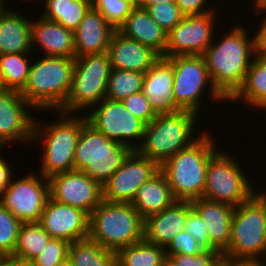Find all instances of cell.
Masks as SVG:
<instances>
[{
	"label": "cell",
	"mask_w": 266,
	"mask_h": 266,
	"mask_svg": "<svg viewBox=\"0 0 266 266\" xmlns=\"http://www.w3.org/2000/svg\"><path fill=\"white\" fill-rule=\"evenodd\" d=\"M222 150L210 156L202 198L236 207L248 201L255 188L241 164L228 151Z\"/></svg>",
	"instance_id": "30bf717a"
},
{
	"label": "cell",
	"mask_w": 266,
	"mask_h": 266,
	"mask_svg": "<svg viewBox=\"0 0 266 266\" xmlns=\"http://www.w3.org/2000/svg\"><path fill=\"white\" fill-rule=\"evenodd\" d=\"M176 3V0H134L136 7L145 9L148 6L157 4V3Z\"/></svg>",
	"instance_id": "7dc6e473"
},
{
	"label": "cell",
	"mask_w": 266,
	"mask_h": 266,
	"mask_svg": "<svg viewBox=\"0 0 266 266\" xmlns=\"http://www.w3.org/2000/svg\"><path fill=\"white\" fill-rule=\"evenodd\" d=\"M226 266H266V260H223Z\"/></svg>",
	"instance_id": "f6af8a7d"
},
{
	"label": "cell",
	"mask_w": 266,
	"mask_h": 266,
	"mask_svg": "<svg viewBox=\"0 0 266 266\" xmlns=\"http://www.w3.org/2000/svg\"><path fill=\"white\" fill-rule=\"evenodd\" d=\"M173 82V65L162 56L145 73L142 92L156 114L174 113L181 110L175 104Z\"/></svg>",
	"instance_id": "d6986e66"
},
{
	"label": "cell",
	"mask_w": 266,
	"mask_h": 266,
	"mask_svg": "<svg viewBox=\"0 0 266 266\" xmlns=\"http://www.w3.org/2000/svg\"><path fill=\"white\" fill-rule=\"evenodd\" d=\"M54 266H72V265H71L69 259L67 258L64 261H62V262H60V263H58V264H56Z\"/></svg>",
	"instance_id": "f5cc1de1"
},
{
	"label": "cell",
	"mask_w": 266,
	"mask_h": 266,
	"mask_svg": "<svg viewBox=\"0 0 266 266\" xmlns=\"http://www.w3.org/2000/svg\"><path fill=\"white\" fill-rule=\"evenodd\" d=\"M84 115L87 123L108 139L125 144L132 150L141 145L146 124L128 111L121 101L104 98Z\"/></svg>",
	"instance_id": "7c38bea8"
},
{
	"label": "cell",
	"mask_w": 266,
	"mask_h": 266,
	"mask_svg": "<svg viewBox=\"0 0 266 266\" xmlns=\"http://www.w3.org/2000/svg\"><path fill=\"white\" fill-rule=\"evenodd\" d=\"M4 7V4L0 2V10Z\"/></svg>",
	"instance_id": "db71d44e"
},
{
	"label": "cell",
	"mask_w": 266,
	"mask_h": 266,
	"mask_svg": "<svg viewBox=\"0 0 266 266\" xmlns=\"http://www.w3.org/2000/svg\"><path fill=\"white\" fill-rule=\"evenodd\" d=\"M176 201L165 174L159 170L137 190L131 204L146 218L169 208Z\"/></svg>",
	"instance_id": "4316f807"
},
{
	"label": "cell",
	"mask_w": 266,
	"mask_h": 266,
	"mask_svg": "<svg viewBox=\"0 0 266 266\" xmlns=\"http://www.w3.org/2000/svg\"><path fill=\"white\" fill-rule=\"evenodd\" d=\"M68 259L72 266H117L114 251L88 238L70 244Z\"/></svg>",
	"instance_id": "4dcf8cb0"
},
{
	"label": "cell",
	"mask_w": 266,
	"mask_h": 266,
	"mask_svg": "<svg viewBox=\"0 0 266 266\" xmlns=\"http://www.w3.org/2000/svg\"><path fill=\"white\" fill-rule=\"evenodd\" d=\"M14 266H34L31 261H23L14 257Z\"/></svg>",
	"instance_id": "816d5d0a"
},
{
	"label": "cell",
	"mask_w": 266,
	"mask_h": 266,
	"mask_svg": "<svg viewBox=\"0 0 266 266\" xmlns=\"http://www.w3.org/2000/svg\"><path fill=\"white\" fill-rule=\"evenodd\" d=\"M12 180L0 195V204L22 223L39 222L50 198L49 180L31 171Z\"/></svg>",
	"instance_id": "4fadbf2b"
},
{
	"label": "cell",
	"mask_w": 266,
	"mask_h": 266,
	"mask_svg": "<svg viewBox=\"0 0 266 266\" xmlns=\"http://www.w3.org/2000/svg\"><path fill=\"white\" fill-rule=\"evenodd\" d=\"M263 17L264 18L260 20V26L255 30H258V45L266 50V16Z\"/></svg>",
	"instance_id": "bcb514c9"
},
{
	"label": "cell",
	"mask_w": 266,
	"mask_h": 266,
	"mask_svg": "<svg viewBox=\"0 0 266 266\" xmlns=\"http://www.w3.org/2000/svg\"><path fill=\"white\" fill-rule=\"evenodd\" d=\"M145 73L112 68L105 98L123 101L131 94L142 91Z\"/></svg>",
	"instance_id": "836d02e7"
},
{
	"label": "cell",
	"mask_w": 266,
	"mask_h": 266,
	"mask_svg": "<svg viewBox=\"0 0 266 266\" xmlns=\"http://www.w3.org/2000/svg\"><path fill=\"white\" fill-rule=\"evenodd\" d=\"M160 167L133 150L119 169L102 185V198L109 202L131 203L137 190Z\"/></svg>",
	"instance_id": "9a60e30c"
},
{
	"label": "cell",
	"mask_w": 266,
	"mask_h": 266,
	"mask_svg": "<svg viewBox=\"0 0 266 266\" xmlns=\"http://www.w3.org/2000/svg\"><path fill=\"white\" fill-rule=\"evenodd\" d=\"M198 115L188 110L157 114L145 126L142 143L136 151L161 167L168 159L201 137L203 133L195 132L198 127L196 124L199 123L196 121Z\"/></svg>",
	"instance_id": "7a4b0ae2"
},
{
	"label": "cell",
	"mask_w": 266,
	"mask_h": 266,
	"mask_svg": "<svg viewBox=\"0 0 266 266\" xmlns=\"http://www.w3.org/2000/svg\"><path fill=\"white\" fill-rule=\"evenodd\" d=\"M115 255L117 266H162L166 251L165 248L143 239L118 249Z\"/></svg>",
	"instance_id": "f546056e"
},
{
	"label": "cell",
	"mask_w": 266,
	"mask_h": 266,
	"mask_svg": "<svg viewBox=\"0 0 266 266\" xmlns=\"http://www.w3.org/2000/svg\"><path fill=\"white\" fill-rule=\"evenodd\" d=\"M111 68L146 73L161 57L152 48L128 38L117 29L107 48Z\"/></svg>",
	"instance_id": "ffe728a7"
},
{
	"label": "cell",
	"mask_w": 266,
	"mask_h": 266,
	"mask_svg": "<svg viewBox=\"0 0 266 266\" xmlns=\"http://www.w3.org/2000/svg\"><path fill=\"white\" fill-rule=\"evenodd\" d=\"M145 218L131 203H101L89 215L88 239L116 252L144 239Z\"/></svg>",
	"instance_id": "8992f818"
},
{
	"label": "cell",
	"mask_w": 266,
	"mask_h": 266,
	"mask_svg": "<svg viewBox=\"0 0 266 266\" xmlns=\"http://www.w3.org/2000/svg\"><path fill=\"white\" fill-rule=\"evenodd\" d=\"M253 196L262 204L266 216V189H264V191H258L255 189Z\"/></svg>",
	"instance_id": "681fc988"
},
{
	"label": "cell",
	"mask_w": 266,
	"mask_h": 266,
	"mask_svg": "<svg viewBox=\"0 0 266 266\" xmlns=\"http://www.w3.org/2000/svg\"><path fill=\"white\" fill-rule=\"evenodd\" d=\"M237 24L202 54L212 85L226 103L240 89L258 46V31L249 37V29Z\"/></svg>",
	"instance_id": "6da1fadb"
},
{
	"label": "cell",
	"mask_w": 266,
	"mask_h": 266,
	"mask_svg": "<svg viewBox=\"0 0 266 266\" xmlns=\"http://www.w3.org/2000/svg\"><path fill=\"white\" fill-rule=\"evenodd\" d=\"M50 197L89 215L101 203L102 186L83 171L71 170L48 178Z\"/></svg>",
	"instance_id": "2e32d148"
},
{
	"label": "cell",
	"mask_w": 266,
	"mask_h": 266,
	"mask_svg": "<svg viewBox=\"0 0 266 266\" xmlns=\"http://www.w3.org/2000/svg\"><path fill=\"white\" fill-rule=\"evenodd\" d=\"M222 256L223 260H266V216L254 196L234 207L231 238Z\"/></svg>",
	"instance_id": "ba28073f"
},
{
	"label": "cell",
	"mask_w": 266,
	"mask_h": 266,
	"mask_svg": "<svg viewBox=\"0 0 266 266\" xmlns=\"http://www.w3.org/2000/svg\"><path fill=\"white\" fill-rule=\"evenodd\" d=\"M253 9H254V11L256 12V14H253V15H257L258 14V16H260V17H262L261 15L262 14H264L263 16H266V0H254L253 1ZM263 11L265 12V13H263Z\"/></svg>",
	"instance_id": "c3c4849f"
},
{
	"label": "cell",
	"mask_w": 266,
	"mask_h": 266,
	"mask_svg": "<svg viewBox=\"0 0 266 266\" xmlns=\"http://www.w3.org/2000/svg\"><path fill=\"white\" fill-rule=\"evenodd\" d=\"M173 65V94L175 104L181 110L199 113L203 98L209 88L212 101H226L214 88L202 55H179L166 57ZM214 99V100H213Z\"/></svg>",
	"instance_id": "8fae6325"
},
{
	"label": "cell",
	"mask_w": 266,
	"mask_h": 266,
	"mask_svg": "<svg viewBox=\"0 0 266 266\" xmlns=\"http://www.w3.org/2000/svg\"><path fill=\"white\" fill-rule=\"evenodd\" d=\"M31 21V48L39 47L44 56L75 58L74 32L39 15Z\"/></svg>",
	"instance_id": "7402d4cb"
},
{
	"label": "cell",
	"mask_w": 266,
	"mask_h": 266,
	"mask_svg": "<svg viewBox=\"0 0 266 266\" xmlns=\"http://www.w3.org/2000/svg\"><path fill=\"white\" fill-rule=\"evenodd\" d=\"M0 150H2L0 148ZM7 160L0 155V195L1 193L6 189V187L9 185L11 176H15L16 173L13 174L12 170L13 168H10L8 165ZM12 169V170H11Z\"/></svg>",
	"instance_id": "ee69618b"
},
{
	"label": "cell",
	"mask_w": 266,
	"mask_h": 266,
	"mask_svg": "<svg viewBox=\"0 0 266 266\" xmlns=\"http://www.w3.org/2000/svg\"><path fill=\"white\" fill-rule=\"evenodd\" d=\"M52 237L73 243L88 238L89 214L82 209L48 199L39 220Z\"/></svg>",
	"instance_id": "ac0fdd59"
},
{
	"label": "cell",
	"mask_w": 266,
	"mask_h": 266,
	"mask_svg": "<svg viewBox=\"0 0 266 266\" xmlns=\"http://www.w3.org/2000/svg\"><path fill=\"white\" fill-rule=\"evenodd\" d=\"M189 213V201L177 200L172 206L145 218L144 239L166 248L183 231Z\"/></svg>",
	"instance_id": "603a6c76"
},
{
	"label": "cell",
	"mask_w": 266,
	"mask_h": 266,
	"mask_svg": "<svg viewBox=\"0 0 266 266\" xmlns=\"http://www.w3.org/2000/svg\"><path fill=\"white\" fill-rule=\"evenodd\" d=\"M0 266H14V256L0 255Z\"/></svg>",
	"instance_id": "f907efd6"
},
{
	"label": "cell",
	"mask_w": 266,
	"mask_h": 266,
	"mask_svg": "<svg viewBox=\"0 0 266 266\" xmlns=\"http://www.w3.org/2000/svg\"><path fill=\"white\" fill-rule=\"evenodd\" d=\"M92 7L115 28L127 19L135 7L134 0H92Z\"/></svg>",
	"instance_id": "d590c367"
},
{
	"label": "cell",
	"mask_w": 266,
	"mask_h": 266,
	"mask_svg": "<svg viewBox=\"0 0 266 266\" xmlns=\"http://www.w3.org/2000/svg\"><path fill=\"white\" fill-rule=\"evenodd\" d=\"M217 11L184 16L166 35L165 58L179 55H202L213 43ZM215 22V23H214ZM214 36V37H213Z\"/></svg>",
	"instance_id": "5bb4252c"
},
{
	"label": "cell",
	"mask_w": 266,
	"mask_h": 266,
	"mask_svg": "<svg viewBox=\"0 0 266 266\" xmlns=\"http://www.w3.org/2000/svg\"><path fill=\"white\" fill-rule=\"evenodd\" d=\"M116 29L91 7L74 32L75 58L107 52Z\"/></svg>",
	"instance_id": "cb8c5ba5"
},
{
	"label": "cell",
	"mask_w": 266,
	"mask_h": 266,
	"mask_svg": "<svg viewBox=\"0 0 266 266\" xmlns=\"http://www.w3.org/2000/svg\"><path fill=\"white\" fill-rule=\"evenodd\" d=\"M4 5L0 10V55L32 52L31 19Z\"/></svg>",
	"instance_id": "d4e9b609"
},
{
	"label": "cell",
	"mask_w": 266,
	"mask_h": 266,
	"mask_svg": "<svg viewBox=\"0 0 266 266\" xmlns=\"http://www.w3.org/2000/svg\"><path fill=\"white\" fill-rule=\"evenodd\" d=\"M27 107L33 109L18 91L0 86V148L32 141L35 118Z\"/></svg>",
	"instance_id": "e0dca14e"
},
{
	"label": "cell",
	"mask_w": 266,
	"mask_h": 266,
	"mask_svg": "<svg viewBox=\"0 0 266 266\" xmlns=\"http://www.w3.org/2000/svg\"><path fill=\"white\" fill-rule=\"evenodd\" d=\"M74 65L75 58L39 57L32 62L27 83L19 93L36 111L52 109L57 115L70 92Z\"/></svg>",
	"instance_id": "5b68a950"
},
{
	"label": "cell",
	"mask_w": 266,
	"mask_h": 266,
	"mask_svg": "<svg viewBox=\"0 0 266 266\" xmlns=\"http://www.w3.org/2000/svg\"><path fill=\"white\" fill-rule=\"evenodd\" d=\"M204 250L190 234L180 231L165 248L166 255H195Z\"/></svg>",
	"instance_id": "b9f144b4"
},
{
	"label": "cell",
	"mask_w": 266,
	"mask_h": 266,
	"mask_svg": "<svg viewBox=\"0 0 266 266\" xmlns=\"http://www.w3.org/2000/svg\"><path fill=\"white\" fill-rule=\"evenodd\" d=\"M58 116L57 122L47 123V126L37 120V117L34 122L32 143L42 141L44 146L38 173L47 179L74 170L76 143L83 126L87 123L84 113L77 115L58 111Z\"/></svg>",
	"instance_id": "3957f363"
},
{
	"label": "cell",
	"mask_w": 266,
	"mask_h": 266,
	"mask_svg": "<svg viewBox=\"0 0 266 266\" xmlns=\"http://www.w3.org/2000/svg\"><path fill=\"white\" fill-rule=\"evenodd\" d=\"M22 222L0 204V255L12 256Z\"/></svg>",
	"instance_id": "e575fe53"
},
{
	"label": "cell",
	"mask_w": 266,
	"mask_h": 266,
	"mask_svg": "<svg viewBox=\"0 0 266 266\" xmlns=\"http://www.w3.org/2000/svg\"><path fill=\"white\" fill-rule=\"evenodd\" d=\"M150 17L166 32L172 30L184 18L176 3H157L145 8Z\"/></svg>",
	"instance_id": "74e56055"
},
{
	"label": "cell",
	"mask_w": 266,
	"mask_h": 266,
	"mask_svg": "<svg viewBox=\"0 0 266 266\" xmlns=\"http://www.w3.org/2000/svg\"><path fill=\"white\" fill-rule=\"evenodd\" d=\"M51 238L39 222H24L20 227L12 256L19 260L32 261Z\"/></svg>",
	"instance_id": "d6a6232c"
},
{
	"label": "cell",
	"mask_w": 266,
	"mask_h": 266,
	"mask_svg": "<svg viewBox=\"0 0 266 266\" xmlns=\"http://www.w3.org/2000/svg\"><path fill=\"white\" fill-rule=\"evenodd\" d=\"M210 1L211 0H176V5L185 16L203 15L216 11V9L212 7L210 9V6H207L209 5L208 3H212Z\"/></svg>",
	"instance_id": "7bdbcfd3"
},
{
	"label": "cell",
	"mask_w": 266,
	"mask_h": 266,
	"mask_svg": "<svg viewBox=\"0 0 266 266\" xmlns=\"http://www.w3.org/2000/svg\"><path fill=\"white\" fill-rule=\"evenodd\" d=\"M32 52L0 55V86L20 92L27 83ZM31 62V63H30Z\"/></svg>",
	"instance_id": "1f68e13d"
},
{
	"label": "cell",
	"mask_w": 266,
	"mask_h": 266,
	"mask_svg": "<svg viewBox=\"0 0 266 266\" xmlns=\"http://www.w3.org/2000/svg\"><path fill=\"white\" fill-rule=\"evenodd\" d=\"M183 231L185 233H190L203 249L216 250L210 244L206 223H204L198 213L191 207L190 201L189 213L187 215L186 224Z\"/></svg>",
	"instance_id": "ab89813d"
},
{
	"label": "cell",
	"mask_w": 266,
	"mask_h": 266,
	"mask_svg": "<svg viewBox=\"0 0 266 266\" xmlns=\"http://www.w3.org/2000/svg\"><path fill=\"white\" fill-rule=\"evenodd\" d=\"M190 204L206 223L210 244L223 254L228 249L231 238L234 207L202 197L191 200Z\"/></svg>",
	"instance_id": "44dd1931"
},
{
	"label": "cell",
	"mask_w": 266,
	"mask_h": 266,
	"mask_svg": "<svg viewBox=\"0 0 266 266\" xmlns=\"http://www.w3.org/2000/svg\"><path fill=\"white\" fill-rule=\"evenodd\" d=\"M111 69L107 52L75 58L71 89L59 112L80 114L100 103L106 96Z\"/></svg>",
	"instance_id": "9c48e42d"
},
{
	"label": "cell",
	"mask_w": 266,
	"mask_h": 266,
	"mask_svg": "<svg viewBox=\"0 0 266 266\" xmlns=\"http://www.w3.org/2000/svg\"><path fill=\"white\" fill-rule=\"evenodd\" d=\"M210 134L209 131L203 132L198 140L160 167L177 200L191 201L203 196L208 162L217 150L216 138Z\"/></svg>",
	"instance_id": "277c9868"
},
{
	"label": "cell",
	"mask_w": 266,
	"mask_h": 266,
	"mask_svg": "<svg viewBox=\"0 0 266 266\" xmlns=\"http://www.w3.org/2000/svg\"><path fill=\"white\" fill-rule=\"evenodd\" d=\"M223 256L218 250L204 249L195 255H166L162 266H221Z\"/></svg>",
	"instance_id": "8d00e7d4"
},
{
	"label": "cell",
	"mask_w": 266,
	"mask_h": 266,
	"mask_svg": "<svg viewBox=\"0 0 266 266\" xmlns=\"http://www.w3.org/2000/svg\"><path fill=\"white\" fill-rule=\"evenodd\" d=\"M70 244L64 239L51 238L31 262L34 266H54L68 258Z\"/></svg>",
	"instance_id": "f35d334b"
},
{
	"label": "cell",
	"mask_w": 266,
	"mask_h": 266,
	"mask_svg": "<svg viewBox=\"0 0 266 266\" xmlns=\"http://www.w3.org/2000/svg\"><path fill=\"white\" fill-rule=\"evenodd\" d=\"M117 30L165 57L167 33L150 17L146 9L135 6Z\"/></svg>",
	"instance_id": "484cf974"
},
{
	"label": "cell",
	"mask_w": 266,
	"mask_h": 266,
	"mask_svg": "<svg viewBox=\"0 0 266 266\" xmlns=\"http://www.w3.org/2000/svg\"><path fill=\"white\" fill-rule=\"evenodd\" d=\"M132 151L129 146L108 139L86 123L76 143L74 170L83 171L102 186Z\"/></svg>",
	"instance_id": "52a82bcc"
},
{
	"label": "cell",
	"mask_w": 266,
	"mask_h": 266,
	"mask_svg": "<svg viewBox=\"0 0 266 266\" xmlns=\"http://www.w3.org/2000/svg\"><path fill=\"white\" fill-rule=\"evenodd\" d=\"M238 100L260 111L266 107V50L259 45L240 89L229 101L237 103Z\"/></svg>",
	"instance_id": "83f0119b"
},
{
	"label": "cell",
	"mask_w": 266,
	"mask_h": 266,
	"mask_svg": "<svg viewBox=\"0 0 266 266\" xmlns=\"http://www.w3.org/2000/svg\"><path fill=\"white\" fill-rule=\"evenodd\" d=\"M125 108L130 111L135 117L143 121L146 125L149 124L157 114L150 106L147 97L142 91L131 94L121 101Z\"/></svg>",
	"instance_id": "60d3db41"
},
{
	"label": "cell",
	"mask_w": 266,
	"mask_h": 266,
	"mask_svg": "<svg viewBox=\"0 0 266 266\" xmlns=\"http://www.w3.org/2000/svg\"><path fill=\"white\" fill-rule=\"evenodd\" d=\"M41 16L74 31L92 7V0H45Z\"/></svg>",
	"instance_id": "f1b7e54d"
}]
</instances>
